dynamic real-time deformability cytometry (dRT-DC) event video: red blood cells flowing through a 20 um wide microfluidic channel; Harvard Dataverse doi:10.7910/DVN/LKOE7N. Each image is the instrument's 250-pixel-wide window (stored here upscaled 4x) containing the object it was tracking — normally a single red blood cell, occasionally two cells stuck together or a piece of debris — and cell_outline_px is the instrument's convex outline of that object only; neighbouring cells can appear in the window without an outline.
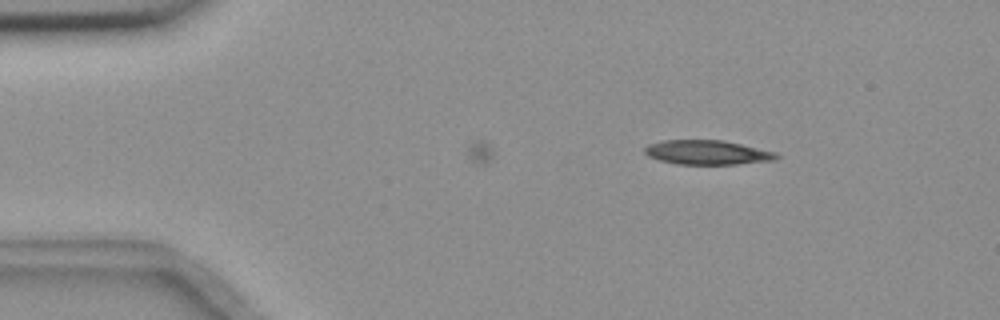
{"species": "common noctule bat (a hibernating species)", "species_latin": "Nyctalus noctula", "temperature_condition": "room temperature", "stored_images_in_passage": 3, "camera_frame_rate_fps": 3000, "um_per_image_px": 0.085, "animal": {"sex": "female", "body_mass_g": 18.4}, "frame": {"image": 1, "passage_image": 3, "time_ms": 0.667, "image_size_px": [1000, 320], "cell_outline_px": [[780, 156], [772, 160], [736, 164], [676, 164], [660, 160], [648, 156], [644, 152], [644, 148], [648, 144], [664, 140], [724, 140], [776, 152]], "centroid_in_image_um": [60.09, 12.95], "position_along_channel_um": 24.9, "area_um2": 18.61}}